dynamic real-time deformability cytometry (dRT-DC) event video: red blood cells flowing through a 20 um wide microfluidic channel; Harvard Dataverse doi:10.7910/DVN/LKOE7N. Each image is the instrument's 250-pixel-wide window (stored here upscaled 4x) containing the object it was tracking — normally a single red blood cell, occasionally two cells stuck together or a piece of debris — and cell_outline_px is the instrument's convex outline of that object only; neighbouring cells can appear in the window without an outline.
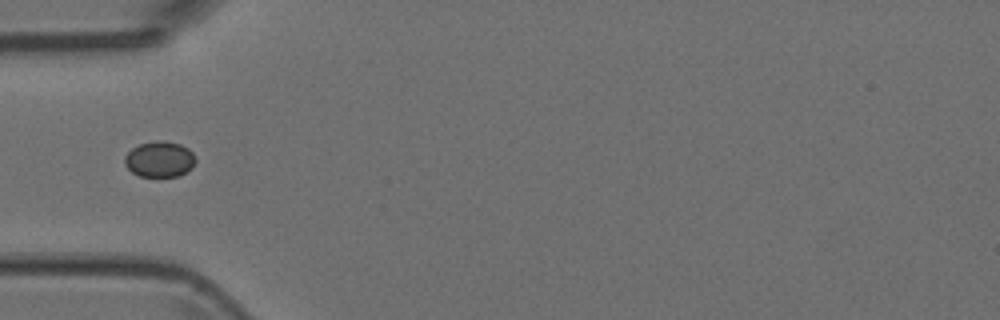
{"species": "Egyptian fruit bat (a non-hibernating species)", "species_latin": "Rousettus aegyptiacus", "temperature_condition": "room temperature", "stored_images_in_passage": 8, "camera_frame_rate_fps": 3000, "um_per_image_px": 0.085, "animal": {"sex": "female"}, "frame": {"image": 1, "passage_image": 4, "time_ms": 1.0, "image_size_px": [1000, 320], "cell_outline_px": [[196, 160], [192, 168], [180, 176], [140, 176], [132, 172], [124, 164], [124, 156], [132, 148], [140, 144], [156, 140], [164, 140], [180, 144], [188, 148], [196, 156]], "centroid_in_image_um": [13.58, 13.53], "position_along_channel_um": 71.4, "area_um2": 14.91}}
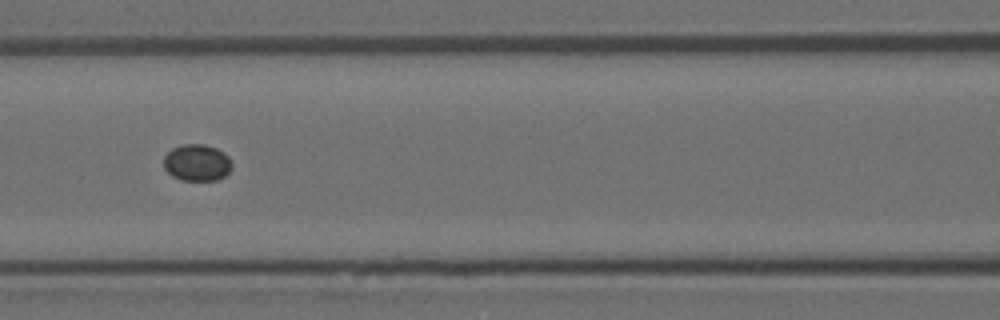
{"frame": {"image": 2, "passage_image": 6, "time_ms": 1.667, "image_size_px": [1000, 320], "cell_outline_px": [[232, 168], [224, 176], [216, 180], [180, 180], [172, 176], [164, 168], [164, 156], [172, 148], [184, 144], [204, 144], [216, 148], [224, 152], [232, 160]], "centroid_in_image_um": [16.75, 13.82], "position_along_channel_um": 149.8, "area_um2": 14.68}}
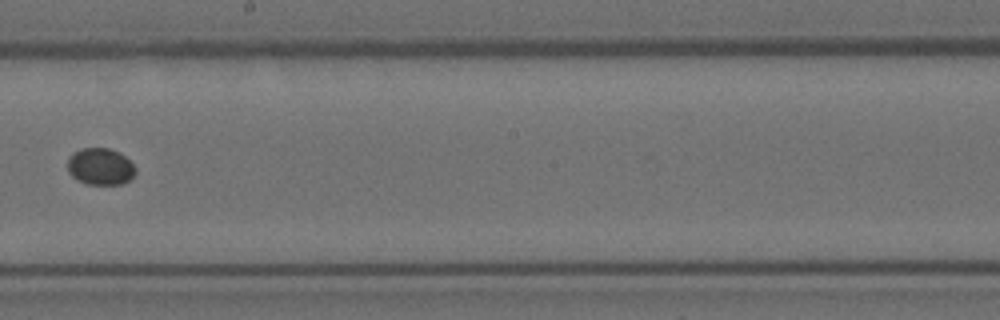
{"frame": {"image": 3, "passage_image": 8, "time_ms": 2.333, "image_size_px": [1000, 320], "cell_outline_px": [[136, 172], [128, 180], [120, 184], [88, 184], [76, 180], [68, 172], [68, 156], [72, 152], [84, 148], [108, 148], [120, 152], [136, 168]], "centroid_in_image_um": [8.5, 14.15], "position_along_channel_um": 239.7, "area_um2": 14.57}}